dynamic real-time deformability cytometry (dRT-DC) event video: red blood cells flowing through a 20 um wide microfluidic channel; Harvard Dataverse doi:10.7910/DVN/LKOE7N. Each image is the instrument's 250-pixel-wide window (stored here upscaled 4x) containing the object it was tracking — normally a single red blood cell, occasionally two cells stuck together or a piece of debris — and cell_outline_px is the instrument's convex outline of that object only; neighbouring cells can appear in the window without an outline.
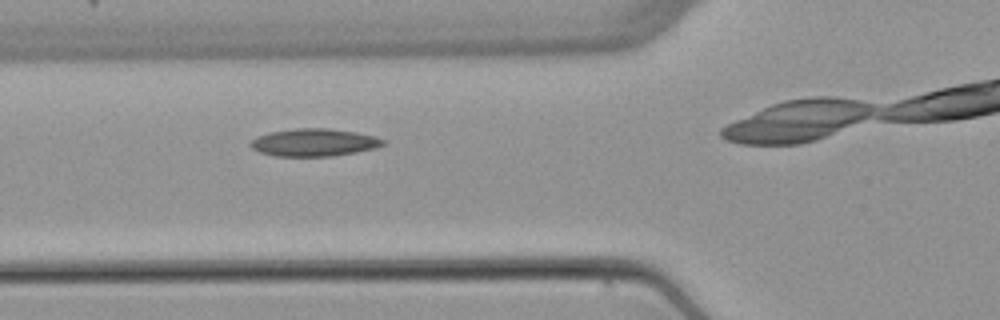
{"species": "common noctule bat (a hibernating species)", "species_latin": "Nyctalus noctula", "temperature_condition": "warm", "stored_images_in_passage": 6, "camera_frame_rate_fps": 3000, "um_per_image_px": 0.085, "animal": {"sex": "female", "body_mass_g": 22.7, "forearm_length_mm": 54.2}, "frame": {"image": 1, "passage_image": 3, "time_ms": 2.333, "image_size_px": [1000, 320], "cell_outline_px": [[384, 144], [376, 148], [356, 152], [332, 156], [272, 156], [260, 152], [252, 148], [248, 144], [256, 136], [268, 132], [292, 128], [328, 128], [356, 132], [376, 136], [384, 140]], "centroid_in_image_um": [26.66, 12.1], "position_along_channel_um": 99.1, "area_um2": 21.5}}